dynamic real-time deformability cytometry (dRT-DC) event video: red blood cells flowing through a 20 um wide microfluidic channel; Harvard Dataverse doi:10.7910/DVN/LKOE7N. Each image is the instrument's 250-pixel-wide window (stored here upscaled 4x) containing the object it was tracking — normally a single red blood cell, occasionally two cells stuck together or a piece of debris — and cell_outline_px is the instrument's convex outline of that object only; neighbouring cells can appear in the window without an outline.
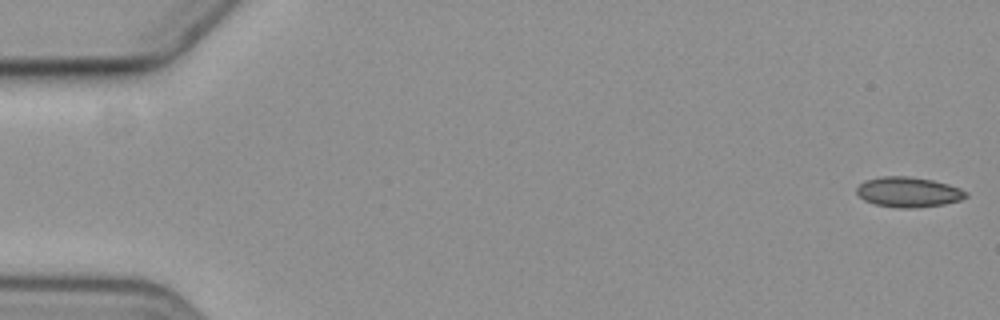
{"species": "common noctule bat (a hibernating species)", "species_latin": "Nyctalus noctula", "temperature_condition": "cold", "stored_images_in_passage": 6, "camera_frame_rate_fps": 3000, "um_per_image_px": 0.085, "animal": {"sex": "female", "body_mass_g": 19.3, "forearm_length_mm": 54.1}, "frame": {"image": 1, "passage_image": 1, "time_ms": 0.0, "image_size_px": [1000, 320], "cell_outline_px": [[968, 196], [960, 200], [944, 204], [912, 208], [896, 208], [876, 204], [864, 200], [856, 192], [856, 188], [864, 180], [884, 176], [908, 176], [932, 180], [948, 184], [960, 188], [968, 192]], "centroid_in_image_um": [77.22, 16.32], "position_along_channel_um": 7.8, "area_um2": 19.19}}